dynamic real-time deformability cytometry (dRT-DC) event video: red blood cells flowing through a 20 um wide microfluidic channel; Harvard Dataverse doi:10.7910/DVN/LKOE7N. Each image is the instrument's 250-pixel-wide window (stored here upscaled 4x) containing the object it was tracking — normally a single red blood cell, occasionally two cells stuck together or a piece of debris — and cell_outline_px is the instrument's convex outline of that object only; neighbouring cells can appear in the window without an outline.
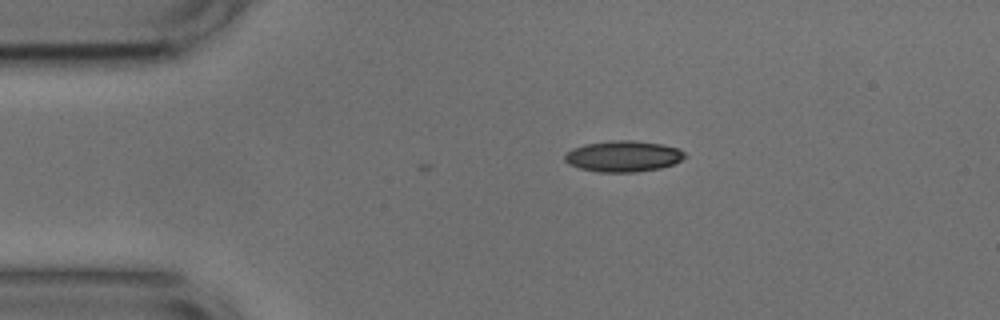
{"species": "common noctule bat (a hibernating species)", "species_latin": "Nyctalus noctula", "temperature_condition": "cold", "stored_images_in_passage": 3, "camera_frame_rate_fps": 3000, "um_per_image_px": 0.085, "animal": {"sex": "male", "body_mass_g": 17.9, "forearm_length_mm": 54.2}, "frame": {"image": 1, "passage_image": 1, "time_ms": 0.0, "image_size_px": [1000, 320], "cell_outline_px": [[688, 156], [672, 164], [660, 168], [636, 172], [600, 172], [580, 168], [568, 164], [564, 160], [564, 156], [572, 148], [584, 144], [612, 140], [632, 140], [660, 144], [680, 148]], "centroid_in_image_um": [52.97, 13.28], "position_along_channel_um": 32.0, "area_um2": 21.73}}